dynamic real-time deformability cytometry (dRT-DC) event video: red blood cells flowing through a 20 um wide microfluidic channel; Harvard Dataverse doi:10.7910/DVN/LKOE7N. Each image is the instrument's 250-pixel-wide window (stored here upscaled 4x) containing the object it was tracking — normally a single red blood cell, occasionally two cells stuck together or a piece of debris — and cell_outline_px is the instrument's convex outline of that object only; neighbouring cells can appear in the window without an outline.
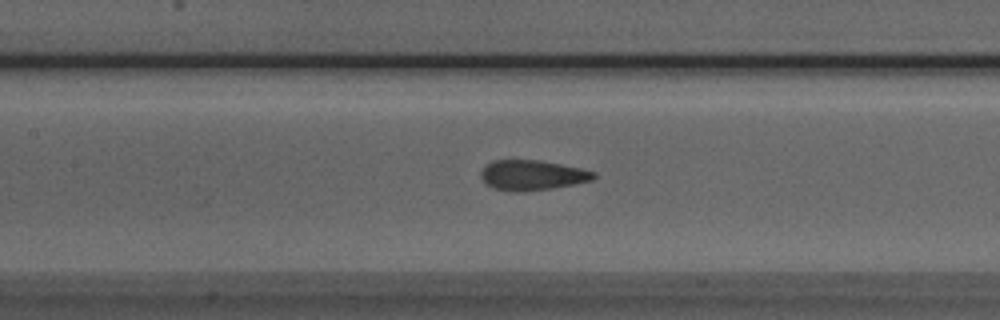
{"species": "Egyptian fruit bat (a non-hibernating species)", "species_latin": "Rousettus aegyptiacus", "temperature_condition": "room temperature", "stored_images_in_passage": 50, "camera_frame_rate_fps": 3000, "um_per_image_px": 0.085, "animal": {"sex": "male"}, "frame": {"image": 1, "passage_image": 23, "time_ms": 7.333, "image_size_px": [1000, 320], "cell_outline_px": [[596, 176], [592, 180], [552, 188], [524, 192], [516, 192], [492, 188], [484, 184], [480, 176], [480, 172], [492, 160], [540, 160], [580, 168], [596, 172]], "centroid_in_image_um": [45.2, 14.89], "position_along_channel_um": 162.2, "area_um2": 19.83}}
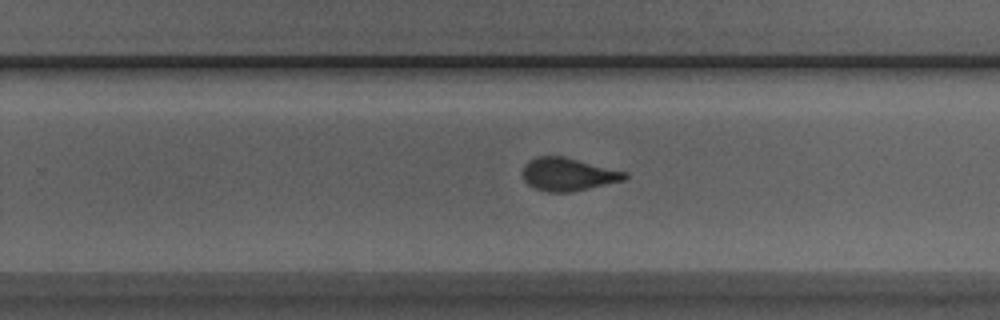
{"frame": {"image": 2, "passage_image": 32, "time_ms": 10.333, "image_size_px": [1000, 320], "cell_outline_px": [[628, 176], [624, 180], [572, 192], [548, 192], [532, 188], [524, 180], [524, 164], [528, 160], [536, 156], [564, 156], [628, 172]], "centroid_in_image_um": [48.28, 14.81], "position_along_channel_um": 281.5, "area_um2": 19.71}}
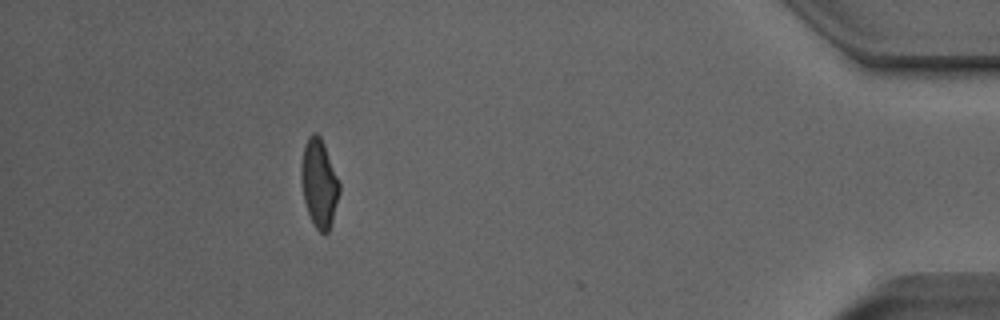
{"frame": {"image": 3, "passage_image": 46, "time_ms": 15.0, "image_size_px": [1000, 320], "cell_outline_px": [[340, 192], [332, 220], [328, 232], [320, 232], [316, 228], [308, 212], [304, 200], [300, 180], [300, 168], [304, 144], [308, 136], [312, 132], [316, 132], [320, 136], [324, 144], [340, 184]], "centroid_in_image_um": [27.1, 15.53], "position_along_channel_um": 408.1, "area_um2": 19.54}, "authors_computed_cell_mechanics": {"area_um2": 20.23, "velocity_mm_per_s": 3.9912, "shape_relaxation_time_tau1_ms": 4.1329, "shape_relaxation_time_tau2_ms": 1.2193, "deformation_change_tau1": 0.137, "deformation_change_tau2": 0.0665}}